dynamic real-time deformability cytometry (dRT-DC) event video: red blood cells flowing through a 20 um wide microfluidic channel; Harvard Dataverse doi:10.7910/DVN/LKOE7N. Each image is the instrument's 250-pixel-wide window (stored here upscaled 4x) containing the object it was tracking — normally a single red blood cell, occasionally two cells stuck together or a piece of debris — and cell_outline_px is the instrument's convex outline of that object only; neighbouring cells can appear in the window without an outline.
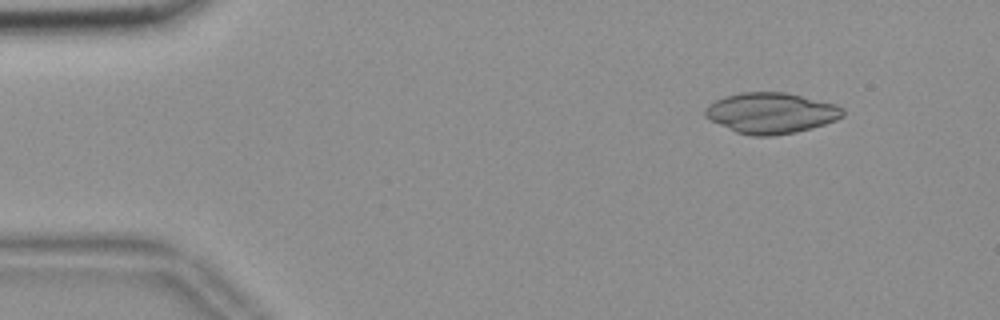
{"species": "common noctule bat (a hibernating species)", "species_latin": "Nyctalus noctula", "temperature_condition": "room temperature", "stored_images_in_passage": 55, "camera_frame_rate_fps": 3000, "um_per_image_px": 0.085, "animal": {"sex": "female", "body_mass_g": 18.4}, "frame": {"image": 1, "passage_image": 6, "time_ms": 1.667, "image_size_px": [1000, 320], "cell_outline_px": [[844, 116], [836, 120], [812, 128], [796, 132], [776, 136], [752, 136], [736, 132], [704, 116], [704, 108], [716, 100], [724, 96], [740, 92], [784, 92], [836, 104], [844, 108]], "centroid_in_image_um": [65.55, 9.61], "position_along_channel_um": 19.4, "area_um2": 32.71}}